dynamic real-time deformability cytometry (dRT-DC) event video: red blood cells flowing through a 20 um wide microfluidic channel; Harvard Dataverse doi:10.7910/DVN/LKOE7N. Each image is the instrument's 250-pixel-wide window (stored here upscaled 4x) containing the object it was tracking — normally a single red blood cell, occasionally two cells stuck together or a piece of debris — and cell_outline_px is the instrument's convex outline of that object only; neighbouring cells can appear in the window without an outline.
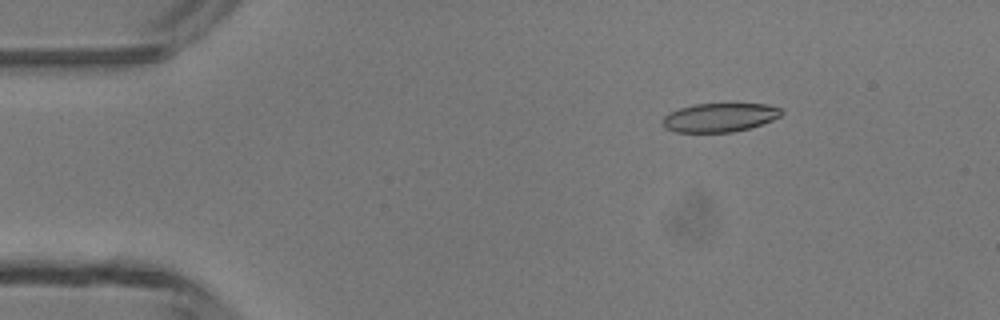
{"species": "common noctule bat (a hibernating species)", "species_latin": "Nyctalus noctula", "temperature_condition": "room temperature", "stored_images_in_passage": 4, "camera_frame_rate_fps": 3000, "um_per_image_px": 0.085, "animal": {"sex": "male", "body_mass_g": 13.3}, "frame": {"image": 1, "passage_image": 2, "time_ms": 1.333, "image_size_px": [1000, 320], "cell_outline_px": [[784, 112], [780, 116], [772, 120], [748, 128], [732, 132], [676, 132], [664, 128], [660, 124], [664, 116], [680, 108], [692, 104], [768, 104], [780, 108]], "centroid_in_image_um": [61.14, 9.98], "position_along_channel_um": 23.9, "area_um2": 19.88}}